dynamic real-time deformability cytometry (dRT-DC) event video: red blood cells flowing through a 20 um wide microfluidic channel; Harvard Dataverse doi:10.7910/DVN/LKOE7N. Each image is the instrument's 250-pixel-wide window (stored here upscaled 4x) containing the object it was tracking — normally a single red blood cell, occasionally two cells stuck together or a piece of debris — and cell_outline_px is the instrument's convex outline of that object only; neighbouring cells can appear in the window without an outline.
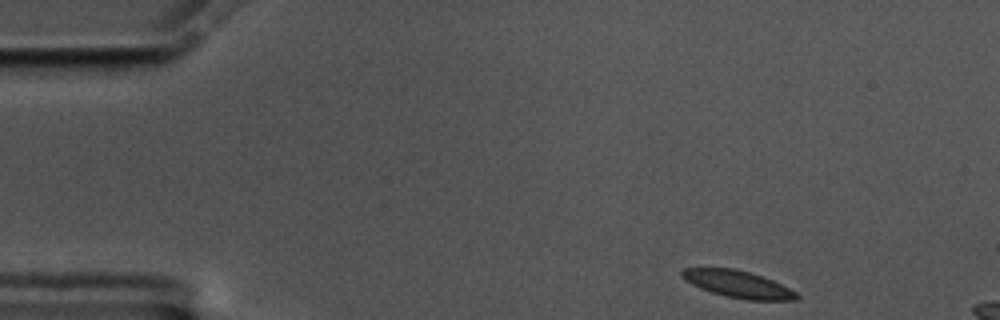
{"species": "common noctule bat (a hibernating species)", "species_latin": "Nyctalus noctula", "temperature_condition": "cold", "stored_images_in_passage": 8, "camera_frame_rate_fps": 3000, "um_per_image_px": 0.085, "animal": {"sex": "male", "body_mass_g": 17.5, "forearm_length_mm": 52.3}, "frame": {"image": 1, "passage_image": 1, "time_ms": 0.0, "image_size_px": [1000, 320], "cell_outline_px": [[800, 296], [796, 300], [748, 300], [724, 296], [700, 288], [684, 280], [680, 276], [680, 272], [684, 268], [736, 268], [772, 280], [796, 292]], "centroid_in_image_um": [62.69, 24.15], "position_along_channel_um": 22.3, "area_um2": 17.98}}